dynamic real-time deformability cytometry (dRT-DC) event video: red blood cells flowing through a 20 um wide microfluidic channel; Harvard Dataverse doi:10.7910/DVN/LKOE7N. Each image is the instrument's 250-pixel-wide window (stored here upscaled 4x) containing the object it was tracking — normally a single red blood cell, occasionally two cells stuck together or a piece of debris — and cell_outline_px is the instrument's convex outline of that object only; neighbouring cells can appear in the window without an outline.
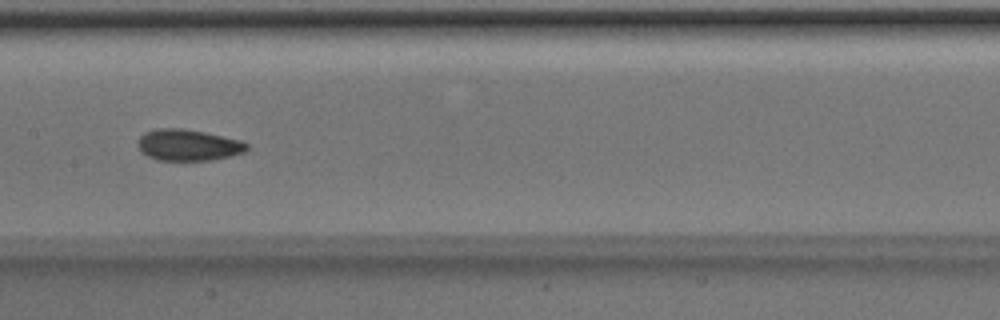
{"species": "Egyptian fruit bat (a non-hibernating species)", "species_latin": "Rousettus aegyptiacus", "temperature_condition": "room temperature", "stored_images_in_passage": 44, "camera_frame_rate_fps": 3000, "um_per_image_px": 0.085, "animal": {"sex": "male"}, "frame": {"image": 1, "passage_image": 19, "time_ms": 6.0, "image_size_px": [1000, 320], "cell_outline_px": [[248, 148], [244, 152], [232, 156], [212, 160], [156, 160], [140, 152], [136, 144], [136, 140], [144, 132], [156, 128], [184, 128], [204, 132], [240, 140], [248, 144]], "centroid_in_image_um": [15.94, 12.32], "position_along_channel_um": 191.5, "area_um2": 20.17}}
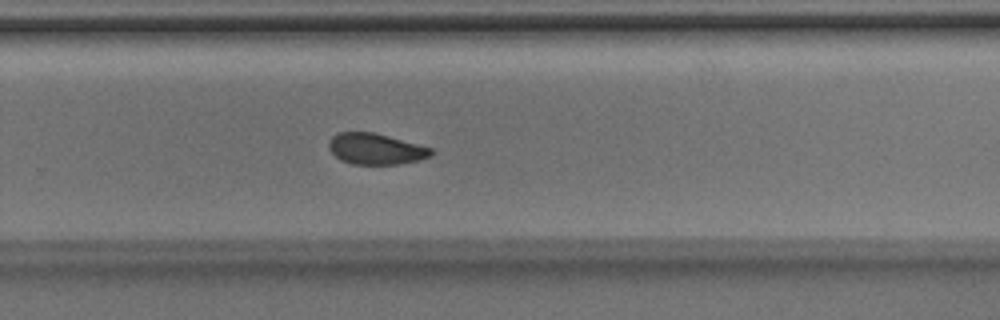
{"frame": {"image": 2, "passage_image": 27, "time_ms": 8.667, "image_size_px": [1000, 320], "cell_outline_px": [[432, 156], [420, 160], [400, 164], [352, 164], [340, 160], [328, 148], [328, 144], [332, 136], [340, 132], [376, 132], [432, 148]], "centroid_in_image_um": [31.94, 12.65], "position_along_channel_um": 297.9, "area_um2": 18.61}}
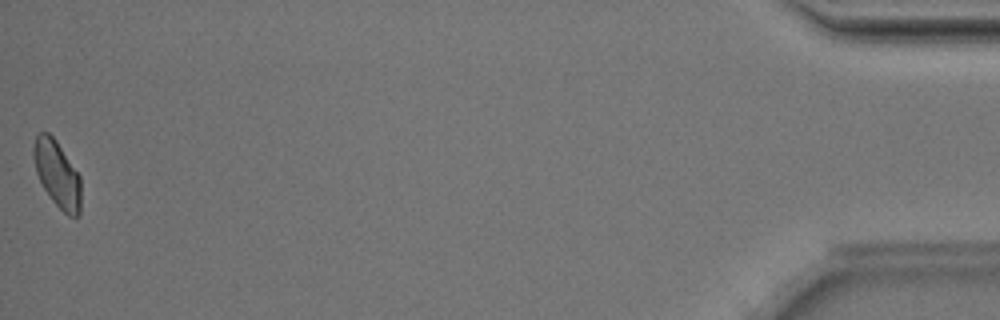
{"frame": {"image": 3, "passage_image": 44, "time_ms": 14.333, "image_size_px": [1000, 320], "cell_outline_px": [[80, 216], [68, 216], [52, 200], [44, 188], [36, 172], [32, 156], [32, 148], [36, 136], [40, 132], [48, 132], [56, 140], [80, 176]], "centroid_in_image_um": [4.84, 14.78], "position_along_channel_um": 430.4, "area_um2": 18.26}, "authors_computed_cell_mechanics": {"area_um2": 19.4786, "velocity_mm_per_s": 4.0088, "shape_relaxation_time_tau1_ms": 2.5605, "shape_relaxation_time_tau2_ms": null, "deformation_change_tau1": 0.0805, "deformation_change_tau2": null}}